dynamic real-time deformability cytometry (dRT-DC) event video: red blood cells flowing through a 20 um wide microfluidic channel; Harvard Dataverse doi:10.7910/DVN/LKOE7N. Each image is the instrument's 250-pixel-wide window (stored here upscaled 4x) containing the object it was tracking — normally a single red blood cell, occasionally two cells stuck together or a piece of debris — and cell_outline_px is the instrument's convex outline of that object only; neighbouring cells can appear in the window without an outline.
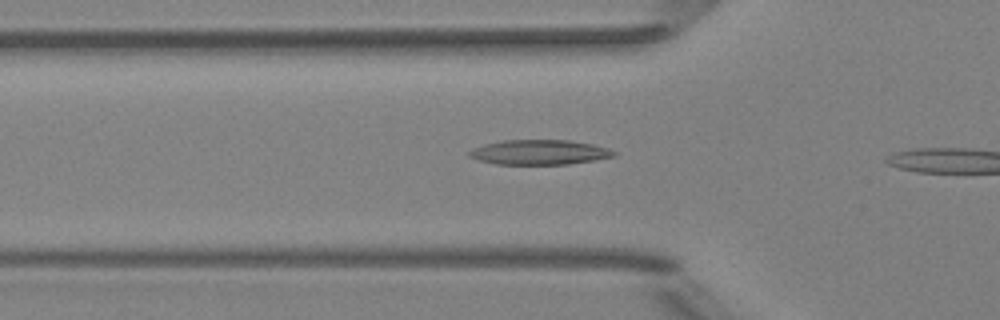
{"species": "Egyptian fruit bat (a non-hibernating species)", "species_latin": "Rousettus aegyptiacus", "temperature_condition": "room temperature", "stored_images_in_passage": 6, "camera_frame_rate_fps": 3000, "um_per_image_px": 0.085, "animal": {"sex": "female"}, "frame": {"image": 1, "passage_image": 4, "time_ms": 1.0, "image_size_px": [1000, 320], "cell_outline_px": [[616, 152], [612, 156], [596, 160], [568, 164], [496, 164], [480, 160], [468, 156], [468, 152], [472, 148], [484, 144], [500, 140], [568, 140], [592, 144], [608, 148]], "centroid_in_image_um": [45.81, 12.93], "position_along_channel_um": 80.0, "area_um2": 20.87}}